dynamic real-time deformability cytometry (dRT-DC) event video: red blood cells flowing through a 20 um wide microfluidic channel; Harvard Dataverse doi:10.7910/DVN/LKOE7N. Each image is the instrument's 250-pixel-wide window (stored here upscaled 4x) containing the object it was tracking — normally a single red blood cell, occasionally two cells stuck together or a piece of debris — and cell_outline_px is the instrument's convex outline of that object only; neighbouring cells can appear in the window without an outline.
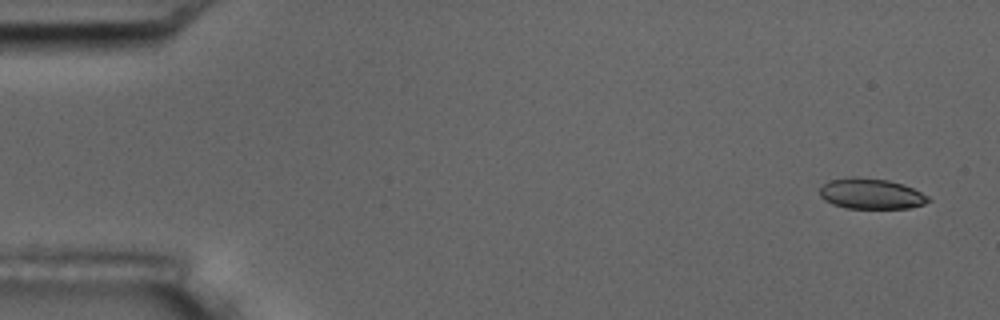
{"species": "common noctule bat (a hibernating species)", "species_latin": "Nyctalus noctula", "temperature_condition": "room temperature", "stored_images_in_passage": 4, "camera_frame_rate_fps": 3000, "um_per_image_px": 0.085, "animal": {"sex": "male", "body_mass_g": 17.5, "forearm_length_mm": 52.3}, "frame": {"image": 1, "passage_image": 1, "time_ms": 0.0, "image_size_px": [1000, 320], "cell_outline_px": [[932, 200], [924, 204], [908, 208], [848, 208], [832, 204], [824, 200], [820, 196], [820, 188], [828, 180], [852, 176], [856, 176], [888, 180], [904, 184], [928, 196]], "centroid_in_image_um": [74.03, 16.46], "position_along_channel_um": 11.0, "area_um2": 19.42}}